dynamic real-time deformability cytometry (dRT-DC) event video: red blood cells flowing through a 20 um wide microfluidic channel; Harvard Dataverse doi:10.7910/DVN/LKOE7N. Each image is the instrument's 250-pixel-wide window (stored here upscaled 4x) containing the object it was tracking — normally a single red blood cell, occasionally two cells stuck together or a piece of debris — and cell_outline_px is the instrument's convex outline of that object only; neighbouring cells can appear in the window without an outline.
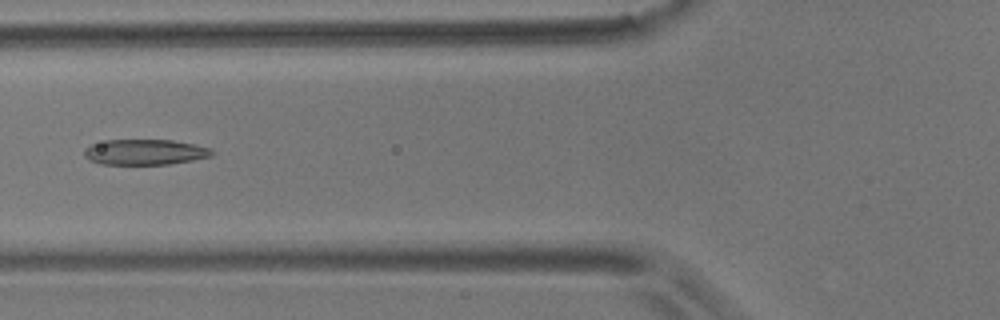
{"species": "common noctule bat (a hibernating species)", "species_latin": "Nyctalus noctula", "temperature_condition": "room temperature", "stored_images_in_passage": 6, "camera_frame_rate_fps": 3000, "um_per_image_px": 0.085, "animal": {"sex": "male", "body_mass_g": 17.9}, "frame": {"image": 1, "passage_image": 6, "time_ms": 1.667, "image_size_px": [1000, 320], "cell_outline_px": [[212, 156], [192, 160], [168, 164], [100, 164], [88, 160], [84, 156], [84, 148], [88, 144], [108, 140], [172, 140], [212, 148]], "centroid_in_image_um": [12.26, 12.92], "position_along_channel_um": 113.5, "area_um2": 19.02}}